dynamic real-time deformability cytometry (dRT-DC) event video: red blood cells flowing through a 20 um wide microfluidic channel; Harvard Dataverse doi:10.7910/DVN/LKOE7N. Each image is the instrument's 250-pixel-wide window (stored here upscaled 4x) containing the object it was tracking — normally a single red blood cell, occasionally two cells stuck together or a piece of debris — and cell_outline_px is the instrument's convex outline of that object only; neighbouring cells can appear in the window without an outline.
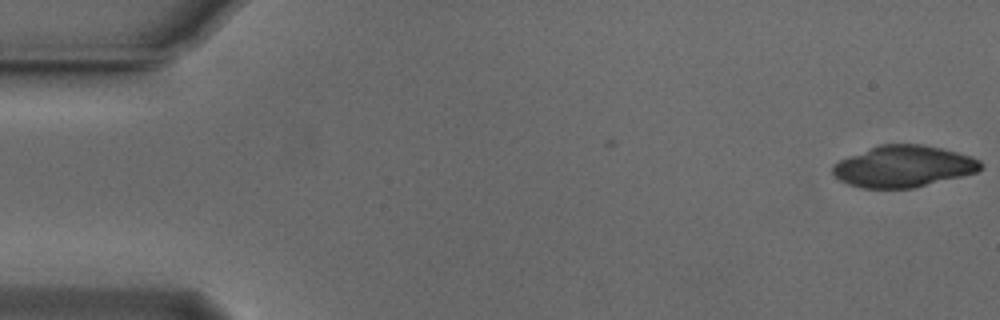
{"species": "Egyptian fruit bat (a non-hibernating species)", "species_latin": "Rousettus aegyptiacus", "temperature_condition": "cold", "stored_images_in_passage": 2, "camera_frame_rate_fps": 3000, "um_per_image_px": 0.085, "animal": {"sex": "male"}, "frame": {"image": 1, "passage_image": 2, "time_ms": 0.333, "image_size_px": [1000, 320], "cell_outline_px": [[984, 164], [976, 172], [912, 188], [860, 188], [848, 184], [840, 180], [832, 172], [832, 168], [840, 160], [880, 144], [920, 144], [940, 148], [956, 152], [980, 160]], "centroid_in_image_um": [76.78, 14.14], "position_along_channel_um": 8.2, "area_um2": 35.2}}